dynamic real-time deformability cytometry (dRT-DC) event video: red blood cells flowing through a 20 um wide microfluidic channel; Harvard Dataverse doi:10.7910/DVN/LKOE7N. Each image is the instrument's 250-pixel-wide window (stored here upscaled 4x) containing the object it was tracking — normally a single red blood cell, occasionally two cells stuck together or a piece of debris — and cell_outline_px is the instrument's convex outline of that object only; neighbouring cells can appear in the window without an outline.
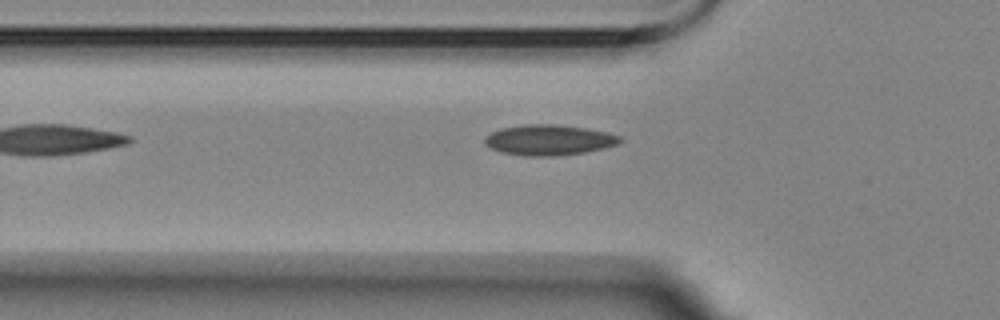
{"species": "Egyptian fruit bat (a non-hibernating species)", "species_latin": "Rousettus aegyptiacus", "temperature_condition": "room temperature", "stored_images_in_passage": 5, "camera_frame_rate_fps": 3000, "um_per_image_px": 0.085, "animal": {"sex": "female"}, "frame": {"image": 1, "passage_image": 4, "time_ms": 4.333, "image_size_px": [1000, 320], "cell_outline_px": [[624, 140], [620, 144], [604, 148], [584, 152], [560, 156], [524, 156], [500, 152], [484, 144], [484, 136], [500, 128], [524, 124], [556, 124], [588, 128], [608, 132], [620, 136]], "centroid_in_image_um": [46.68, 11.89], "position_along_channel_um": 79.1, "area_um2": 24.45}}
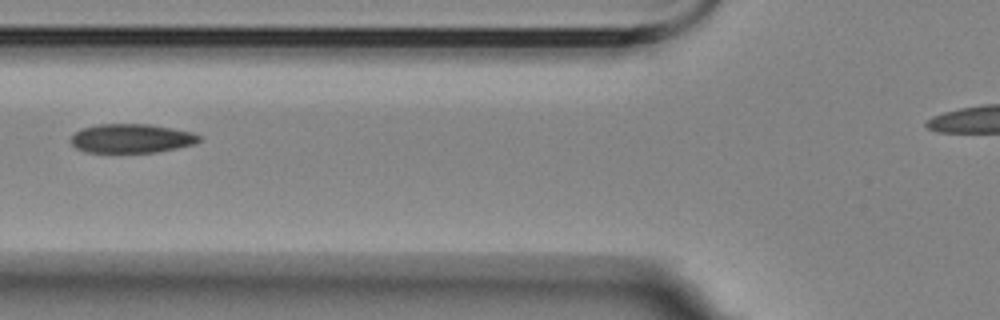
{"frame": {"image": 2, "passage_image": 5, "time_ms": 5.333, "image_size_px": [1000, 320], "cell_outline_px": [[200, 140], [192, 144], [176, 148], [156, 152], [84, 152], [76, 148], [68, 140], [76, 132], [84, 128], [96, 124], [148, 124], [172, 128], [192, 132], [200, 136]], "centroid_in_image_um": [11.13, 11.76], "position_along_channel_um": 114.7, "area_um2": 21.56}}